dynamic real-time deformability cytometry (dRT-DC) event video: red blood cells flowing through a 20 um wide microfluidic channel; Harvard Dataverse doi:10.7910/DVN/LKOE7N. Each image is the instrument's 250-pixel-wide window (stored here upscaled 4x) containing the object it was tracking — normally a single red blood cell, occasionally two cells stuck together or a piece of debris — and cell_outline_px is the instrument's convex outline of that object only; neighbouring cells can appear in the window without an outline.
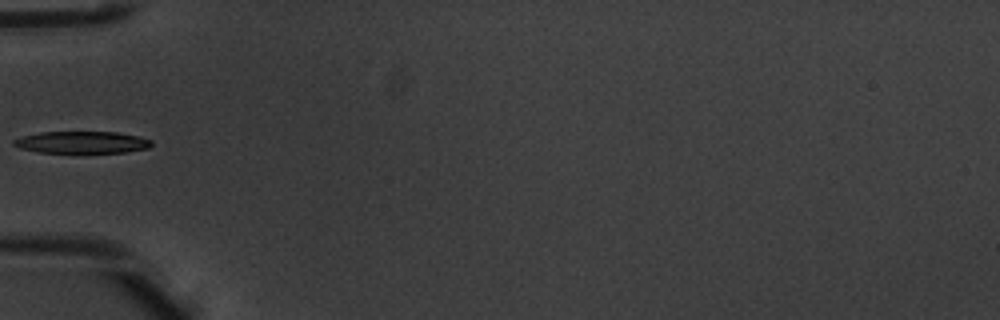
{"species": "common noctule bat (a hibernating species)", "species_latin": "Nyctalus noctula", "temperature_condition": "warm", "stored_images_in_passage": 4, "camera_frame_rate_fps": 3000, "um_per_image_px": 0.085, "animal": {"sex": "male", "body_mass_g": 20.1, "forearm_length_mm": 53.5}, "frame": {"image": 1, "passage_image": 3, "time_ms": 0.667, "image_size_px": [1000, 320], "cell_outline_px": [[152, 144], [148, 148], [124, 152], [40, 152], [20, 148], [12, 144], [12, 140], [20, 136], [40, 132], [116, 132], [140, 136], [152, 140]], "centroid_in_image_um": [6.95, 12.08], "position_along_channel_um": 78.1, "area_um2": 17.57}}